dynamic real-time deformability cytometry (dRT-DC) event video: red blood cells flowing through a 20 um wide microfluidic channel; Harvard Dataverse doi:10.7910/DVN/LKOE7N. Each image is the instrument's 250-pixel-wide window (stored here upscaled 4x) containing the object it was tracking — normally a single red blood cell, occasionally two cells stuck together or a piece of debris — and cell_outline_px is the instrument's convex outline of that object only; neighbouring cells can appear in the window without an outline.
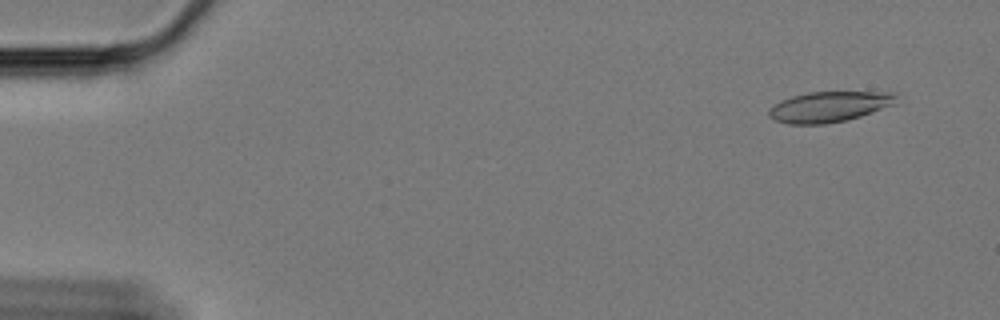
{"species": "Egyptian fruit bat (a non-hibernating species)", "species_latin": "Rousettus aegyptiacus", "temperature_condition": "cold", "stored_images_in_passage": 60, "camera_frame_rate_fps": 3000, "um_per_image_px": 0.085, "animal": {"sex": "female"}, "frame": {"image": 1, "passage_image": 4, "time_ms": 1.0, "image_size_px": [1000, 320], "cell_outline_px": [[896, 104], [860, 116], [844, 120], [824, 124], [788, 124], [776, 120], [768, 116], [768, 108], [780, 100], [792, 96], [808, 92], [896, 92]], "centroid_in_image_um": [70.46, 9.06], "position_along_channel_um": 14.5, "area_um2": 22.66}}
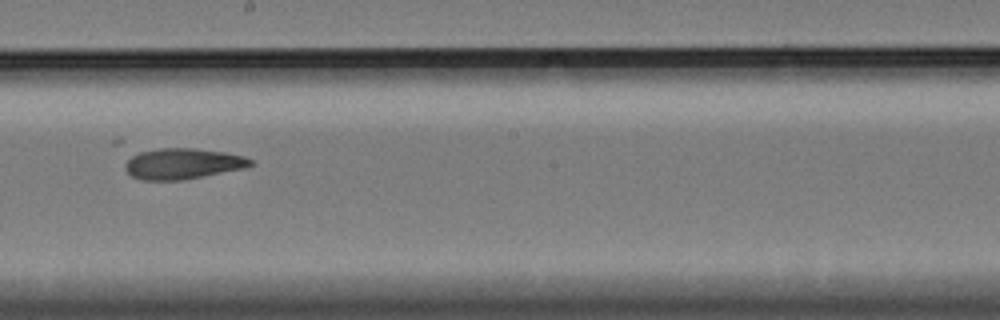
{"frame": {"image": 2, "passage_image": 34, "time_ms": 11.0, "image_size_px": [1000, 320], "cell_outline_px": [[256, 164], [244, 168], [180, 180], [140, 180], [132, 176], [124, 168], [124, 164], [132, 156], [140, 152], [160, 148], [196, 148], [224, 152], [244, 156], [256, 160]], "centroid_in_image_um": [15.56, 13.91], "position_along_channel_um": 232.6, "area_um2": 22.48}}
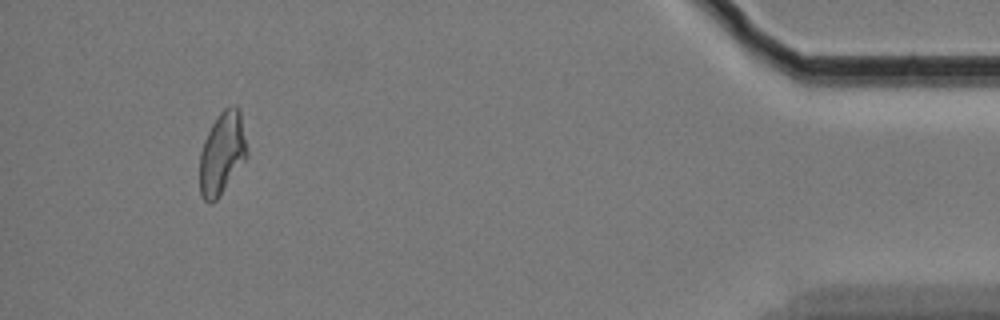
{"frame": {"image": 3, "passage_image": 56, "time_ms": 18.333, "image_size_px": [1000, 320], "cell_outline_px": [[248, 156], [220, 196], [212, 204], [208, 204], [200, 196], [200, 152], [204, 140], [212, 124], [220, 112], [224, 108], [236, 108], [240, 112], [248, 152]], "centroid_in_image_um": [18.86, 13.1], "position_along_channel_um": 416.3, "area_um2": 22.6}}